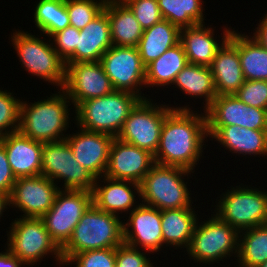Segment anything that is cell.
<instances>
[{
	"label": "cell",
	"mask_w": 267,
	"mask_h": 267,
	"mask_svg": "<svg viewBox=\"0 0 267 267\" xmlns=\"http://www.w3.org/2000/svg\"><path fill=\"white\" fill-rule=\"evenodd\" d=\"M197 207L161 210V227L164 248L187 249L198 220Z\"/></svg>",
	"instance_id": "cell-26"
},
{
	"label": "cell",
	"mask_w": 267,
	"mask_h": 267,
	"mask_svg": "<svg viewBox=\"0 0 267 267\" xmlns=\"http://www.w3.org/2000/svg\"><path fill=\"white\" fill-rule=\"evenodd\" d=\"M41 175L51 179L56 185L62 180L60 190L92 192L96 179L76 160L66 138L43 143Z\"/></svg>",
	"instance_id": "cell-11"
},
{
	"label": "cell",
	"mask_w": 267,
	"mask_h": 267,
	"mask_svg": "<svg viewBox=\"0 0 267 267\" xmlns=\"http://www.w3.org/2000/svg\"><path fill=\"white\" fill-rule=\"evenodd\" d=\"M173 109L171 104L155 103L152 98L140 100L130 111L117 138L155 155L165 117Z\"/></svg>",
	"instance_id": "cell-10"
},
{
	"label": "cell",
	"mask_w": 267,
	"mask_h": 267,
	"mask_svg": "<svg viewBox=\"0 0 267 267\" xmlns=\"http://www.w3.org/2000/svg\"><path fill=\"white\" fill-rule=\"evenodd\" d=\"M140 100L133 93L113 90L105 96L80 102L72 111L73 123L85 130L116 138L130 111Z\"/></svg>",
	"instance_id": "cell-4"
},
{
	"label": "cell",
	"mask_w": 267,
	"mask_h": 267,
	"mask_svg": "<svg viewBox=\"0 0 267 267\" xmlns=\"http://www.w3.org/2000/svg\"><path fill=\"white\" fill-rule=\"evenodd\" d=\"M239 232L230 224L220 220L214 213L201 222L198 220L190 244L184 253L193 263L204 267L207 264L226 266L223 262L238 257ZM225 261H224V260ZM228 259V260H227ZM222 261L223 265H221Z\"/></svg>",
	"instance_id": "cell-7"
},
{
	"label": "cell",
	"mask_w": 267,
	"mask_h": 267,
	"mask_svg": "<svg viewBox=\"0 0 267 267\" xmlns=\"http://www.w3.org/2000/svg\"><path fill=\"white\" fill-rule=\"evenodd\" d=\"M58 91L51 93L47 99L44 97L34 103L25 99L21 101L18 128L21 134L41 143L66 138L68 134L65 133L71 127L70 118L74 120V117H71L74 113L69 112L74 108L69 107L72 102L64 90Z\"/></svg>",
	"instance_id": "cell-2"
},
{
	"label": "cell",
	"mask_w": 267,
	"mask_h": 267,
	"mask_svg": "<svg viewBox=\"0 0 267 267\" xmlns=\"http://www.w3.org/2000/svg\"><path fill=\"white\" fill-rule=\"evenodd\" d=\"M10 45L12 44L16 56L24 71L29 75L63 89L65 83V62L53 48L50 38L37 36L22 29L12 30ZM44 38V39H43ZM48 39V40H46ZM58 86V87H57Z\"/></svg>",
	"instance_id": "cell-5"
},
{
	"label": "cell",
	"mask_w": 267,
	"mask_h": 267,
	"mask_svg": "<svg viewBox=\"0 0 267 267\" xmlns=\"http://www.w3.org/2000/svg\"><path fill=\"white\" fill-rule=\"evenodd\" d=\"M5 247V252H0V267H28L26 264L21 261L18 257L14 256L7 248Z\"/></svg>",
	"instance_id": "cell-44"
},
{
	"label": "cell",
	"mask_w": 267,
	"mask_h": 267,
	"mask_svg": "<svg viewBox=\"0 0 267 267\" xmlns=\"http://www.w3.org/2000/svg\"><path fill=\"white\" fill-rule=\"evenodd\" d=\"M9 165L16 179L42 174L43 143L32 140L19 131L0 137Z\"/></svg>",
	"instance_id": "cell-24"
},
{
	"label": "cell",
	"mask_w": 267,
	"mask_h": 267,
	"mask_svg": "<svg viewBox=\"0 0 267 267\" xmlns=\"http://www.w3.org/2000/svg\"><path fill=\"white\" fill-rule=\"evenodd\" d=\"M107 0H65L70 25L77 28H84L103 9Z\"/></svg>",
	"instance_id": "cell-35"
},
{
	"label": "cell",
	"mask_w": 267,
	"mask_h": 267,
	"mask_svg": "<svg viewBox=\"0 0 267 267\" xmlns=\"http://www.w3.org/2000/svg\"><path fill=\"white\" fill-rule=\"evenodd\" d=\"M6 210L10 211V195L0 192V221Z\"/></svg>",
	"instance_id": "cell-45"
},
{
	"label": "cell",
	"mask_w": 267,
	"mask_h": 267,
	"mask_svg": "<svg viewBox=\"0 0 267 267\" xmlns=\"http://www.w3.org/2000/svg\"><path fill=\"white\" fill-rule=\"evenodd\" d=\"M262 189L243 183L234 187L228 186L227 191L216 198L218 201H215L216 205H211L215 207L211 213L238 232L266 224L267 190Z\"/></svg>",
	"instance_id": "cell-8"
},
{
	"label": "cell",
	"mask_w": 267,
	"mask_h": 267,
	"mask_svg": "<svg viewBox=\"0 0 267 267\" xmlns=\"http://www.w3.org/2000/svg\"><path fill=\"white\" fill-rule=\"evenodd\" d=\"M208 139L217 142L231 154L245 158L265 156L267 159V130H251L241 126H207ZM212 138V139H211ZM252 156V157H251Z\"/></svg>",
	"instance_id": "cell-22"
},
{
	"label": "cell",
	"mask_w": 267,
	"mask_h": 267,
	"mask_svg": "<svg viewBox=\"0 0 267 267\" xmlns=\"http://www.w3.org/2000/svg\"><path fill=\"white\" fill-rule=\"evenodd\" d=\"M111 46L110 23L107 13L103 10L80 29L76 50L65 63L100 62L102 55Z\"/></svg>",
	"instance_id": "cell-25"
},
{
	"label": "cell",
	"mask_w": 267,
	"mask_h": 267,
	"mask_svg": "<svg viewBox=\"0 0 267 267\" xmlns=\"http://www.w3.org/2000/svg\"><path fill=\"white\" fill-rule=\"evenodd\" d=\"M109 19L112 45L137 47L144 29L122 0H107L103 9Z\"/></svg>",
	"instance_id": "cell-27"
},
{
	"label": "cell",
	"mask_w": 267,
	"mask_h": 267,
	"mask_svg": "<svg viewBox=\"0 0 267 267\" xmlns=\"http://www.w3.org/2000/svg\"><path fill=\"white\" fill-rule=\"evenodd\" d=\"M60 187L43 176L18 178L10 194V207L21 212V217L41 218L54 204Z\"/></svg>",
	"instance_id": "cell-15"
},
{
	"label": "cell",
	"mask_w": 267,
	"mask_h": 267,
	"mask_svg": "<svg viewBox=\"0 0 267 267\" xmlns=\"http://www.w3.org/2000/svg\"><path fill=\"white\" fill-rule=\"evenodd\" d=\"M92 204V192L87 190H60L57 193L54 204L41 219L60 249L67 244L75 226Z\"/></svg>",
	"instance_id": "cell-13"
},
{
	"label": "cell",
	"mask_w": 267,
	"mask_h": 267,
	"mask_svg": "<svg viewBox=\"0 0 267 267\" xmlns=\"http://www.w3.org/2000/svg\"><path fill=\"white\" fill-rule=\"evenodd\" d=\"M75 127L78 129L74 131L76 133L70 134L69 131L66 136L74 157L95 178L104 176L114 137Z\"/></svg>",
	"instance_id": "cell-19"
},
{
	"label": "cell",
	"mask_w": 267,
	"mask_h": 267,
	"mask_svg": "<svg viewBox=\"0 0 267 267\" xmlns=\"http://www.w3.org/2000/svg\"><path fill=\"white\" fill-rule=\"evenodd\" d=\"M207 126L267 130V110L246 105L235 95H219L205 110Z\"/></svg>",
	"instance_id": "cell-17"
},
{
	"label": "cell",
	"mask_w": 267,
	"mask_h": 267,
	"mask_svg": "<svg viewBox=\"0 0 267 267\" xmlns=\"http://www.w3.org/2000/svg\"><path fill=\"white\" fill-rule=\"evenodd\" d=\"M124 217L99 210L92 204L75 226L67 244L61 249L63 263L77 253L117 248L124 242L121 220Z\"/></svg>",
	"instance_id": "cell-3"
},
{
	"label": "cell",
	"mask_w": 267,
	"mask_h": 267,
	"mask_svg": "<svg viewBox=\"0 0 267 267\" xmlns=\"http://www.w3.org/2000/svg\"><path fill=\"white\" fill-rule=\"evenodd\" d=\"M154 164L152 153L116 137L110 147L104 176L140 184Z\"/></svg>",
	"instance_id": "cell-18"
},
{
	"label": "cell",
	"mask_w": 267,
	"mask_h": 267,
	"mask_svg": "<svg viewBox=\"0 0 267 267\" xmlns=\"http://www.w3.org/2000/svg\"><path fill=\"white\" fill-rule=\"evenodd\" d=\"M12 220L6 231L5 245L14 256L28 267L38 265L37 262L41 264L46 256L53 257L56 265L64 267L61 249L52 240L41 218L20 216Z\"/></svg>",
	"instance_id": "cell-9"
},
{
	"label": "cell",
	"mask_w": 267,
	"mask_h": 267,
	"mask_svg": "<svg viewBox=\"0 0 267 267\" xmlns=\"http://www.w3.org/2000/svg\"><path fill=\"white\" fill-rule=\"evenodd\" d=\"M0 88V137L18 131L22 98Z\"/></svg>",
	"instance_id": "cell-36"
},
{
	"label": "cell",
	"mask_w": 267,
	"mask_h": 267,
	"mask_svg": "<svg viewBox=\"0 0 267 267\" xmlns=\"http://www.w3.org/2000/svg\"><path fill=\"white\" fill-rule=\"evenodd\" d=\"M150 254L123 242L116 248V267H154Z\"/></svg>",
	"instance_id": "cell-40"
},
{
	"label": "cell",
	"mask_w": 267,
	"mask_h": 267,
	"mask_svg": "<svg viewBox=\"0 0 267 267\" xmlns=\"http://www.w3.org/2000/svg\"><path fill=\"white\" fill-rule=\"evenodd\" d=\"M133 12L143 29L163 20L157 0H122Z\"/></svg>",
	"instance_id": "cell-38"
},
{
	"label": "cell",
	"mask_w": 267,
	"mask_h": 267,
	"mask_svg": "<svg viewBox=\"0 0 267 267\" xmlns=\"http://www.w3.org/2000/svg\"><path fill=\"white\" fill-rule=\"evenodd\" d=\"M128 215V220L123 221L124 243L152 255L160 253L163 250L161 210L140 202Z\"/></svg>",
	"instance_id": "cell-16"
},
{
	"label": "cell",
	"mask_w": 267,
	"mask_h": 267,
	"mask_svg": "<svg viewBox=\"0 0 267 267\" xmlns=\"http://www.w3.org/2000/svg\"><path fill=\"white\" fill-rule=\"evenodd\" d=\"M206 23L197 24L192 27L180 29V42L182 43L188 63L209 67L216 56L219 48L229 38L231 26L226 24L223 33L218 35L212 25L210 27ZM213 28V29H212ZM215 36V37H214ZM221 36V37H220ZM221 38V41H220Z\"/></svg>",
	"instance_id": "cell-23"
},
{
	"label": "cell",
	"mask_w": 267,
	"mask_h": 267,
	"mask_svg": "<svg viewBox=\"0 0 267 267\" xmlns=\"http://www.w3.org/2000/svg\"><path fill=\"white\" fill-rule=\"evenodd\" d=\"M246 105L267 110V81L245 80L234 94Z\"/></svg>",
	"instance_id": "cell-39"
},
{
	"label": "cell",
	"mask_w": 267,
	"mask_h": 267,
	"mask_svg": "<svg viewBox=\"0 0 267 267\" xmlns=\"http://www.w3.org/2000/svg\"><path fill=\"white\" fill-rule=\"evenodd\" d=\"M100 63L114 90L133 93L141 100L150 98L142 93L146 88V66L137 47L112 45L102 55Z\"/></svg>",
	"instance_id": "cell-12"
},
{
	"label": "cell",
	"mask_w": 267,
	"mask_h": 267,
	"mask_svg": "<svg viewBox=\"0 0 267 267\" xmlns=\"http://www.w3.org/2000/svg\"><path fill=\"white\" fill-rule=\"evenodd\" d=\"M267 261V223L239 232L237 267H259Z\"/></svg>",
	"instance_id": "cell-31"
},
{
	"label": "cell",
	"mask_w": 267,
	"mask_h": 267,
	"mask_svg": "<svg viewBox=\"0 0 267 267\" xmlns=\"http://www.w3.org/2000/svg\"><path fill=\"white\" fill-rule=\"evenodd\" d=\"M259 267H267V261L263 264H261Z\"/></svg>",
	"instance_id": "cell-46"
},
{
	"label": "cell",
	"mask_w": 267,
	"mask_h": 267,
	"mask_svg": "<svg viewBox=\"0 0 267 267\" xmlns=\"http://www.w3.org/2000/svg\"><path fill=\"white\" fill-rule=\"evenodd\" d=\"M179 42L180 28L163 19L152 27L144 29L137 48L143 64L147 66Z\"/></svg>",
	"instance_id": "cell-30"
},
{
	"label": "cell",
	"mask_w": 267,
	"mask_h": 267,
	"mask_svg": "<svg viewBox=\"0 0 267 267\" xmlns=\"http://www.w3.org/2000/svg\"><path fill=\"white\" fill-rule=\"evenodd\" d=\"M34 6L33 23L44 37L50 38L70 26L65 0H37Z\"/></svg>",
	"instance_id": "cell-34"
},
{
	"label": "cell",
	"mask_w": 267,
	"mask_h": 267,
	"mask_svg": "<svg viewBox=\"0 0 267 267\" xmlns=\"http://www.w3.org/2000/svg\"><path fill=\"white\" fill-rule=\"evenodd\" d=\"M188 63L184 47L181 42L169 48L157 59L146 66V88H168L174 83L177 74Z\"/></svg>",
	"instance_id": "cell-29"
},
{
	"label": "cell",
	"mask_w": 267,
	"mask_h": 267,
	"mask_svg": "<svg viewBox=\"0 0 267 267\" xmlns=\"http://www.w3.org/2000/svg\"><path fill=\"white\" fill-rule=\"evenodd\" d=\"M16 180L9 165L5 148L0 143V192L10 195Z\"/></svg>",
	"instance_id": "cell-42"
},
{
	"label": "cell",
	"mask_w": 267,
	"mask_h": 267,
	"mask_svg": "<svg viewBox=\"0 0 267 267\" xmlns=\"http://www.w3.org/2000/svg\"><path fill=\"white\" fill-rule=\"evenodd\" d=\"M217 96L234 95L243 85L245 78L239 58V31H231L229 38L219 48L209 66Z\"/></svg>",
	"instance_id": "cell-21"
},
{
	"label": "cell",
	"mask_w": 267,
	"mask_h": 267,
	"mask_svg": "<svg viewBox=\"0 0 267 267\" xmlns=\"http://www.w3.org/2000/svg\"><path fill=\"white\" fill-rule=\"evenodd\" d=\"M191 173L181 167L155 163L140 183V202L159 210L193 208V194L187 186Z\"/></svg>",
	"instance_id": "cell-6"
},
{
	"label": "cell",
	"mask_w": 267,
	"mask_h": 267,
	"mask_svg": "<svg viewBox=\"0 0 267 267\" xmlns=\"http://www.w3.org/2000/svg\"><path fill=\"white\" fill-rule=\"evenodd\" d=\"M162 17L180 29L205 23L203 0H157Z\"/></svg>",
	"instance_id": "cell-33"
},
{
	"label": "cell",
	"mask_w": 267,
	"mask_h": 267,
	"mask_svg": "<svg viewBox=\"0 0 267 267\" xmlns=\"http://www.w3.org/2000/svg\"><path fill=\"white\" fill-rule=\"evenodd\" d=\"M261 18H263L261 20ZM259 23L257 22V27L253 30L252 36L267 49V12L263 14Z\"/></svg>",
	"instance_id": "cell-43"
},
{
	"label": "cell",
	"mask_w": 267,
	"mask_h": 267,
	"mask_svg": "<svg viewBox=\"0 0 267 267\" xmlns=\"http://www.w3.org/2000/svg\"><path fill=\"white\" fill-rule=\"evenodd\" d=\"M72 264L75 267H116V248L74 254L64 263V266L73 267Z\"/></svg>",
	"instance_id": "cell-37"
},
{
	"label": "cell",
	"mask_w": 267,
	"mask_h": 267,
	"mask_svg": "<svg viewBox=\"0 0 267 267\" xmlns=\"http://www.w3.org/2000/svg\"><path fill=\"white\" fill-rule=\"evenodd\" d=\"M171 106L174 109L165 117L154 161L160 165L181 167L194 173L200 159L205 157L203 147L208 146L205 144L208 142L205 111H193L194 107L189 104Z\"/></svg>",
	"instance_id": "cell-1"
},
{
	"label": "cell",
	"mask_w": 267,
	"mask_h": 267,
	"mask_svg": "<svg viewBox=\"0 0 267 267\" xmlns=\"http://www.w3.org/2000/svg\"><path fill=\"white\" fill-rule=\"evenodd\" d=\"M140 196L139 183L102 176L95 179L92 191V203L99 210L120 217L123 213L124 215H128L140 204ZM138 199L139 201H136Z\"/></svg>",
	"instance_id": "cell-20"
},
{
	"label": "cell",
	"mask_w": 267,
	"mask_h": 267,
	"mask_svg": "<svg viewBox=\"0 0 267 267\" xmlns=\"http://www.w3.org/2000/svg\"><path fill=\"white\" fill-rule=\"evenodd\" d=\"M240 32L239 58L245 80L267 81V49L251 34Z\"/></svg>",
	"instance_id": "cell-32"
},
{
	"label": "cell",
	"mask_w": 267,
	"mask_h": 267,
	"mask_svg": "<svg viewBox=\"0 0 267 267\" xmlns=\"http://www.w3.org/2000/svg\"><path fill=\"white\" fill-rule=\"evenodd\" d=\"M63 90L76 107L80 102L98 98L114 89L100 62L65 63Z\"/></svg>",
	"instance_id": "cell-14"
},
{
	"label": "cell",
	"mask_w": 267,
	"mask_h": 267,
	"mask_svg": "<svg viewBox=\"0 0 267 267\" xmlns=\"http://www.w3.org/2000/svg\"><path fill=\"white\" fill-rule=\"evenodd\" d=\"M78 36H80V29L70 25L50 37L53 48L64 62L74 54Z\"/></svg>",
	"instance_id": "cell-41"
},
{
	"label": "cell",
	"mask_w": 267,
	"mask_h": 267,
	"mask_svg": "<svg viewBox=\"0 0 267 267\" xmlns=\"http://www.w3.org/2000/svg\"><path fill=\"white\" fill-rule=\"evenodd\" d=\"M172 85V89H179L180 94H185V97L188 95L192 100L193 98L195 100L199 98L201 101L203 99L202 111H205L217 97L213 75L210 67L207 66L187 63L177 74Z\"/></svg>",
	"instance_id": "cell-28"
}]
</instances>
